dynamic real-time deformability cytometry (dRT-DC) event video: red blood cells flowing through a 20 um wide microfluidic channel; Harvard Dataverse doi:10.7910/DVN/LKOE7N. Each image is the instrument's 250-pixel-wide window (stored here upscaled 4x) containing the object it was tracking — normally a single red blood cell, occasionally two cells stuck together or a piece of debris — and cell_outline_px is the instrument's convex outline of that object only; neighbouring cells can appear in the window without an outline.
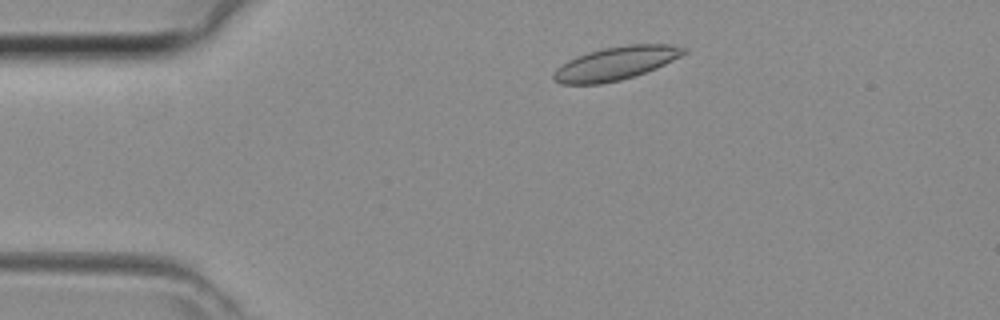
{"species": "common noctule bat (a hibernating species)", "species_latin": "Nyctalus noctula", "temperature_condition": "room temperature", "stored_images_in_passage": 39, "camera_frame_rate_fps": 3000, "um_per_image_px": 0.085, "animal": {"sex": "female", "body_mass_g": 29.2, "forearm_length_mm": 56.3}, "frame": {"image": 1, "passage_image": 4, "time_ms": 1.0, "image_size_px": [1000, 320], "cell_outline_px": [[688, 52], [656, 68], [620, 80], [600, 84], [560, 84], [552, 80], [552, 76], [556, 68], [568, 60], [576, 56], [588, 52], [604, 48], [628, 44], [672, 44], [688, 48]], "centroid_in_image_um": [52.32, 5.38], "position_along_channel_um": 32.7, "area_um2": 25.26}}
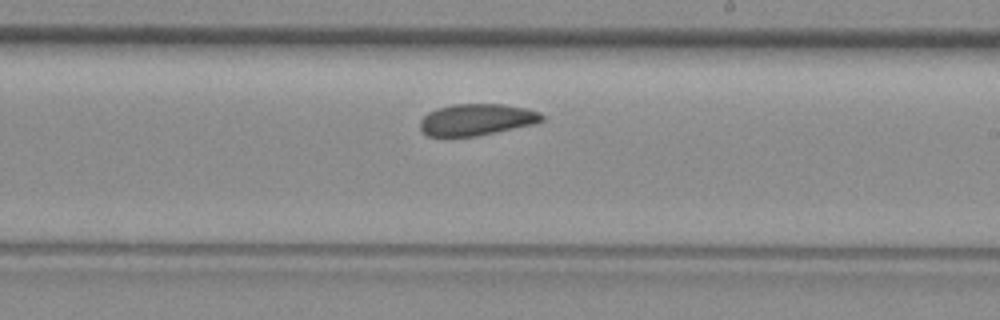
{"frame": {"image": 2, "passage_image": 21, "time_ms": 6.667, "image_size_px": [1000, 320], "cell_outline_px": [[544, 120], [536, 124], [476, 136], [428, 136], [420, 128], [420, 120], [428, 112], [436, 108], [452, 104], [504, 104], [524, 108], [540, 112], [544, 116]], "centroid_in_image_um": [40.53, 10.16], "position_along_channel_um": 248.5, "area_um2": 22.48}}
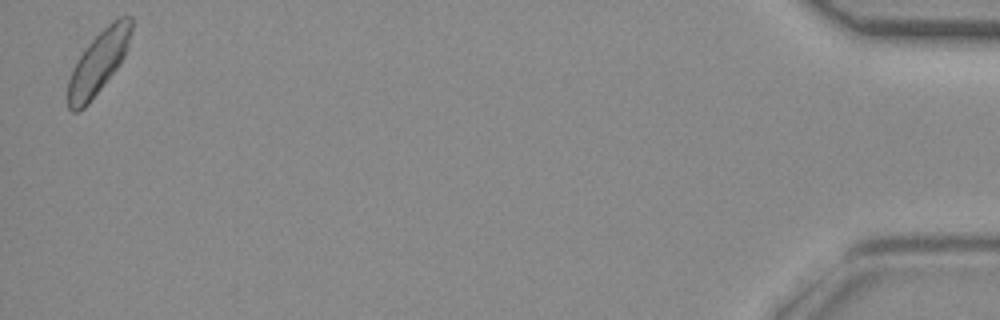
{"frame": {"image": 3, "passage_image": 39, "time_ms": 12.667, "image_size_px": [1000, 320], "cell_outline_px": [[132, 32], [124, 56], [120, 64], [88, 104], [84, 108], [76, 112], [72, 112], [68, 108], [68, 80], [80, 56], [88, 44], [108, 24], [120, 16], [132, 16]], "centroid_in_image_um": [8.38, 5.31], "position_along_channel_um": 426.8, "area_um2": 22.72}}